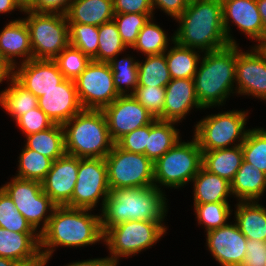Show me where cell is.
Returning a JSON list of instances; mask_svg holds the SVG:
<instances>
[{
  "label": "cell",
  "mask_w": 266,
  "mask_h": 266,
  "mask_svg": "<svg viewBox=\"0 0 266 266\" xmlns=\"http://www.w3.org/2000/svg\"><path fill=\"white\" fill-rule=\"evenodd\" d=\"M92 209L56 206L40 233V252L46 263L56 247H85L104 241L100 215Z\"/></svg>",
  "instance_id": "1"
},
{
  "label": "cell",
  "mask_w": 266,
  "mask_h": 266,
  "mask_svg": "<svg viewBox=\"0 0 266 266\" xmlns=\"http://www.w3.org/2000/svg\"><path fill=\"white\" fill-rule=\"evenodd\" d=\"M165 196L154 185L110 190L99 214L103 233L130 220L159 221L167 229L163 222L169 209Z\"/></svg>",
  "instance_id": "2"
},
{
  "label": "cell",
  "mask_w": 266,
  "mask_h": 266,
  "mask_svg": "<svg viewBox=\"0 0 266 266\" xmlns=\"http://www.w3.org/2000/svg\"><path fill=\"white\" fill-rule=\"evenodd\" d=\"M179 26L174 41L202 53L229 45L223 28L221 0H189L187 8L175 19Z\"/></svg>",
  "instance_id": "3"
},
{
  "label": "cell",
  "mask_w": 266,
  "mask_h": 266,
  "mask_svg": "<svg viewBox=\"0 0 266 266\" xmlns=\"http://www.w3.org/2000/svg\"><path fill=\"white\" fill-rule=\"evenodd\" d=\"M199 64L193 78L198 103L203 109L223 106L236 93V44L202 53Z\"/></svg>",
  "instance_id": "4"
},
{
  "label": "cell",
  "mask_w": 266,
  "mask_h": 266,
  "mask_svg": "<svg viewBox=\"0 0 266 266\" xmlns=\"http://www.w3.org/2000/svg\"><path fill=\"white\" fill-rule=\"evenodd\" d=\"M66 154L105 158L115 144L102 110L83 109L63 124Z\"/></svg>",
  "instance_id": "5"
},
{
  "label": "cell",
  "mask_w": 266,
  "mask_h": 266,
  "mask_svg": "<svg viewBox=\"0 0 266 266\" xmlns=\"http://www.w3.org/2000/svg\"><path fill=\"white\" fill-rule=\"evenodd\" d=\"M181 139L154 162V186L159 190L186 186L202 167V150L196 138L189 142Z\"/></svg>",
  "instance_id": "6"
},
{
  "label": "cell",
  "mask_w": 266,
  "mask_h": 266,
  "mask_svg": "<svg viewBox=\"0 0 266 266\" xmlns=\"http://www.w3.org/2000/svg\"><path fill=\"white\" fill-rule=\"evenodd\" d=\"M167 229L159 221L130 220L113 227L104 233V245L113 263L120 258L137 255L154 246Z\"/></svg>",
  "instance_id": "7"
},
{
  "label": "cell",
  "mask_w": 266,
  "mask_h": 266,
  "mask_svg": "<svg viewBox=\"0 0 266 266\" xmlns=\"http://www.w3.org/2000/svg\"><path fill=\"white\" fill-rule=\"evenodd\" d=\"M247 117L245 110H229L202 118L193 132L200 149L211 151L241 145L249 131L245 129Z\"/></svg>",
  "instance_id": "8"
},
{
  "label": "cell",
  "mask_w": 266,
  "mask_h": 266,
  "mask_svg": "<svg viewBox=\"0 0 266 266\" xmlns=\"http://www.w3.org/2000/svg\"><path fill=\"white\" fill-rule=\"evenodd\" d=\"M23 18L30 33L33 59L53 60L69 45V24L60 13H37L25 10Z\"/></svg>",
  "instance_id": "9"
},
{
  "label": "cell",
  "mask_w": 266,
  "mask_h": 266,
  "mask_svg": "<svg viewBox=\"0 0 266 266\" xmlns=\"http://www.w3.org/2000/svg\"><path fill=\"white\" fill-rule=\"evenodd\" d=\"M104 159L110 190L154 185V163L146 155L125 151L115 143Z\"/></svg>",
  "instance_id": "10"
},
{
  "label": "cell",
  "mask_w": 266,
  "mask_h": 266,
  "mask_svg": "<svg viewBox=\"0 0 266 266\" xmlns=\"http://www.w3.org/2000/svg\"><path fill=\"white\" fill-rule=\"evenodd\" d=\"M11 179L1 188L10 196L31 226L41 233L46 228L56 205L43 191L40 181L15 176ZM40 225H42L41 228Z\"/></svg>",
  "instance_id": "11"
},
{
  "label": "cell",
  "mask_w": 266,
  "mask_h": 266,
  "mask_svg": "<svg viewBox=\"0 0 266 266\" xmlns=\"http://www.w3.org/2000/svg\"><path fill=\"white\" fill-rule=\"evenodd\" d=\"M74 83L83 109L102 110L120 96L108 62L91 60Z\"/></svg>",
  "instance_id": "12"
},
{
  "label": "cell",
  "mask_w": 266,
  "mask_h": 266,
  "mask_svg": "<svg viewBox=\"0 0 266 266\" xmlns=\"http://www.w3.org/2000/svg\"><path fill=\"white\" fill-rule=\"evenodd\" d=\"M107 165L104 158H78L77 180L72 194V208L93 209L108 197ZM100 199V200H99Z\"/></svg>",
  "instance_id": "13"
},
{
  "label": "cell",
  "mask_w": 266,
  "mask_h": 266,
  "mask_svg": "<svg viewBox=\"0 0 266 266\" xmlns=\"http://www.w3.org/2000/svg\"><path fill=\"white\" fill-rule=\"evenodd\" d=\"M109 135L116 143L125 134L152 123L154 116L133 95H120L102 109Z\"/></svg>",
  "instance_id": "14"
},
{
  "label": "cell",
  "mask_w": 266,
  "mask_h": 266,
  "mask_svg": "<svg viewBox=\"0 0 266 266\" xmlns=\"http://www.w3.org/2000/svg\"><path fill=\"white\" fill-rule=\"evenodd\" d=\"M249 51L236 44V94L266 101V59L254 46Z\"/></svg>",
  "instance_id": "15"
},
{
  "label": "cell",
  "mask_w": 266,
  "mask_h": 266,
  "mask_svg": "<svg viewBox=\"0 0 266 266\" xmlns=\"http://www.w3.org/2000/svg\"><path fill=\"white\" fill-rule=\"evenodd\" d=\"M221 2L223 28L229 44H239L230 32V23H234L247 38L254 42L263 36L265 29L256 0H221Z\"/></svg>",
  "instance_id": "16"
},
{
  "label": "cell",
  "mask_w": 266,
  "mask_h": 266,
  "mask_svg": "<svg viewBox=\"0 0 266 266\" xmlns=\"http://www.w3.org/2000/svg\"><path fill=\"white\" fill-rule=\"evenodd\" d=\"M78 157L64 154L53 161L51 169L41 181L43 191L56 206L72 208V194L77 180Z\"/></svg>",
  "instance_id": "17"
},
{
  "label": "cell",
  "mask_w": 266,
  "mask_h": 266,
  "mask_svg": "<svg viewBox=\"0 0 266 266\" xmlns=\"http://www.w3.org/2000/svg\"><path fill=\"white\" fill-rule=\"evenodd\" d=\"M206 242L207 249L220 266H241L243 263L247 238L235 222L206 232Z\"/></svg>",
  "instance_id": "18"
},
{
  "label": "cell",
  "mask_w": 266,
  "mask_h": 266,
  "mask_svg": "<svg viewBox=\"0 0 266 266\" xmlns=\"http://www.w3.org/2000/svg\"><path fill=\"white\" fill-rule=\"evenodd\" d=\"M13 77L37 98L65 79L57 63L49 59H31L17 65Z\"/></svg>",
  "instance_id": "19"
},
{
  "label": "cell",
  "mask_w": 266,
  "mask_h": 266,
  "mask_svg": "<svg viewBox=\"0 0 266 266\" xmlns=\"http://www.w3.org/2000/svg\"><path fill=\"white\" fill-rule=\"evenodd\" d=\"M38 107L55 123L64 124L81 112L74 80L64 79L55 88L38 98Z\"/></svg>",
  "instance_id": "20"
},
{
  "label": "cell",
  "mask_w": 266,
  "mask_h": 266,
  "mask_svg": "<svg viewBox=\"0 0 266 266\" xmlns=\"http://www.w3.org/2000/svg\"><path fill=\"white\" fill-rule=\"evenodd\" d=\"M203 109L198 103L194 79H171L165 86V102L159 120L180 123L191 109Z\"/></svg>",
  "instance_id": "21"
},
{
  "label": "cell",
  "mask_w": 266,
  "mask_h": 266,
  "mask_svg": "<svg viewBox=\"0 0 266 266\" xmlns=\"http://www.w3.org/2000/svg\"><path fill=\"white\" fill-rule=\"evenodd\" d=\"M0 51L13 69L33 59L30 33L23 18L11 20L6 26L4 25L0 31ZM16 58L22 59L18 62Z\"/></svg>",
  "instance_id": "22"
},
{
  "label": "cell",
  "mask_w": 266,
  "mask_h": 266,
  "mask_svg": "<svg viewBox=\"0 0 266 266\" xmlns=\"http://www.w3.org/2000/svg\"><path fill=\"white\" fill-rule=\"evenodd\" d=\"M0 257L16 263L45 261L40 252V233H18L0 227Z\"/></svg>",
  "instance_id": "23"
},
{
  "label": "cell",
  "mask_w": 266,
  "mask_h": 266,
  "mask_svg": "<svg viewBox=\"0 0 266 266\" xmlns=\"http://www.w3.org/2000/svg\"><path fill=\"white\" fill-rule=\"evenodd\" d=\"M266 191V174L243 160L231 182V192L237 201H259Z\"/></svg>",
  "instance_id": "24"
},
{
  "label": "cell",
  "mask_w": 266,
  "mask_h": 266,
  "mask_svg": "<svg viewBox=\"0 0 266 266\" xmlns=\"http://www.w3.org/2000/svg\"><path fill=\"white\" fill-rule=\"evenodd\" d=\"M234 221L241 233L250 240L266 242V208L258 201H238Z\"/></svg>",
  "instance_id": "25"
},
{
  "label": "cell",
  "mask_w": 266,
  "mask_h": 266,
  "mask_svg": "<svg viewBox=\"0 0 266 266\" xmlns=\"http://www.w3.org/2000/svg\"><path fill=\"white\" fill-rule=\"evenodd\" d=\"M65 16L68 23L98 27L113 20V0H73Z\"/></svg>",
  "instance_id": "26"
},
{
  "label": "cell",
  "mask_w": 266,
  "mask_h": 266,
  "mask_svg": "<svg viewBox=\"0 0 266 266\" xmlns=\"http://www.w3.org/2000/svg\"><path fill=\"white\" fill-rule=\"evenodd\" d=\"M193 204L228 202L232 195L231 183L201 167L192 179Z\"/></svg>",
  "instance_id": "27"
},
{
  "label": "cell",
  "mask_w": 266,
  "mask_h": 266,
  "mask_svg": "<svg viewBox=\"0 0 266 266\" xmlns=\"http://www.w3.org/2000/svg\"><path fill=\"white\" fill-rule=\"evenodd\" d=\"M242 162L243 151L241 145L202 151V167L230 183L234 179Z\"/></svg>",
  "instance_id": "28"
},
{
  "label": "cell",
  "mask_w": 266,
  "mask_h": 266,
  "mask_svg": "<svg viewBox=\"0 0 266 266\" xmlns=\"http://www.w3.org/2000/svg\"><path fill=\"white\" fill-rule=\"evenodd\" d=\"M176 122L155 119L149 124V137L145 155L154 163L171 149L180 139Z\"/></svg>",
  "instance_id": "29"
},
{
  "label": "cell",
  "mask_w": 266,
  "mask_h": 266,
  "mask_svg": "<svg viewBox=\"0 0 266 266\" xmlns=\"http://www.w3.org/2000/svg\"><path fill=\"white\" fill-rule=\"evenodd\" d=\"M9 81L8 87L0 92V106L16 121L23 114L38 107V98L14 77Z\"/></svg>",
  "instance_id": "30"
},
{
  "label": "cell",
  "mask_w": 266,
  "mask_h": 266,
  "mask_svg": "<svg viewBox=\"0 0 266 266\" xmlns=\"http://www.w3.org/2000/svg\"><path fill=\"white\" fill-rule=\"evenodd\" d=\"M165 51V58L172 79L194 78L201 59V51L180 46L175 41ZM200 54V55H199Z\"/></svg>",
  "instance_id": "31"
},
{
  "label": "cell",
  "mask_w": 266,
  "mask_h": 266,
  "mask_svg": "<svg viewBox=\"0 0 266 266\" xmlns=\"http://www.w3.org/2000/svg\"><path fill=\"white\" fill-rule=\"evenodd\" d=\"M24 145L55 161L66 153L63 125L54 123L46 130L27 135Z\"/></svg>",
  "instance_id": "32"
},
{
  "label": "cell",
  "mask_w": 266,
  "mask_h": 266,
  "mask_svg": "<svg viewBox=\"0 0 266 266\" xmlns=\"http://www.w3.org/2000/svg\"><path fill=\"white\" fill-rule=\"evenodd\" d=\"M153 18L151 17L140 30L136 43L131 48L145 56L164 53L169 48V42L174 41V36L170 39L163 28L154 23Z\"/></svg>",
  "instance_id": "33"
},
{
  "label": "cell",
  "mask_w": 266,
  "mask_h": 266,
  "mask_svg": "<svg viewBox=\"0 0 266 266\" xmlns=\"http://www.w3.org/2000/svg\"><path fill=\"white\" fill-rule=\"evenodd\" d=\"M128 55L121 60L117 59V55L108 62L119 95H133L138 86V60Z\"/></svg>",
  "instance_id": "34"
},
{
  "label": "cell",
  "mask_w": 266,
  "mask_h": 266,
  "mask_svg": "<svg viewBox=\"0 0 266 266\" xmlns=\"http://www.w3.org/2000/svg\"><path fill=\"white\" fill-rule=\"evenodd\" d=\"M171 79L165 52L148 55L143 62L138 60V86L165 88Z\"/></svg>",
  "instance_id": "35"
},
{
  "label": "cell",
  "mask_w": 266,
  "mask_h": 266,
  "mask_svg": "<svg viewBox=\"0 0 266 266\" xmlns=\"http://www.w3.org/2000/svg\"><path fill=\"white\" fill-rule=\"evenodd\" d=\"M18 173L15 177L42 181L51 169L53 160L25 145L19 155Z\"/></svg>",
  "instance_id": "36"
},
{
  "label": "cell",
  "mask_w": 266,
  "mask_h": 266,
  "mask_svg": "<svg viewBox=\"0 0 266 266\" xmlns=\"http://www.w3.org/2000/svg\"><path fill=\"white\" fill-rule=\"evenodd\" d=\"M98 36L97 62H109L127 49L114 20L98 26Z\"/></svg>",
  "instance_id": "37"
},
{
  "label": "cell",
  "mask_w": 266,
  "mask_h": 266,
  "mask_svg": "<svg viewBox=\"0 0 266 266\" xmlns=\"http://www.w3.org/2000/svg\"><path fill=\"white\" fill-rule=\"evenodd\" d=\"M198 225H204L205 232L227 225L233 209L229 202L194 204Z\"/></svg>",
  "instance_id": "38"
},
{
  "label": "cell",
  "mask_w": 266,
  "mask_h": 266,
  "mask_svg": "<svg viewBox=\"0 0 266 266\" xmlns=\"http://www.w3.org/2000/svg\"><path fill=\"white\" fill-rule=\"evenodd\" d=\"M69 24V44L82 51L91 60L97 61L98 27L88 24Z\"/></svg>",
  "instance_id": "39"
},
{
  "label": "cell",
  "mask_w": 266,
  "mask_h": 266,
  "mask_svg": "<svg viewBox=\"0 0 266 266\" xmlns=\"http://www.w3.org/2000/svg\"><path fill=\"white\" fill-rule=\"evenodd\" d=\"M243 160L253 164L266 174V129H249L241 144Z\"/></svg>",
  "instance_id": "40"
},
{
  "label": "cell",
  "mask_w": 266,
  "mask_h": 266,
  "mask_svg": "<svg viewBox=\"0 0 266 266\" xmlns=\"http://www.w3.org/2000/svg\"><path fill=\"white\" fill-rule=\"evenodd\" d=\"M0 227L18 233H39L25 219L10 196L0 187Z\"/></svg>",
  "instance_id": "41"
},
{
  "label": "cell",
  "mask_w": 266,
  "mask_h": 266,
  "mask_svg": "<svg viewBox=\"0 0 266 266\" xmlns=\"http://www.w3.org/2000/svg\"><path fill=\"white\" fill-rule=\"evenodd\" d=\"M155 13H114V22L123 43L132 48L143 26Z\"/></svg>",
  "instance_id": "42"
},
{
  "label": "cell",
  "mask_w": 266,
  "mask_h": 266,
  "mask_svg": "<svg viewBox=\"0 0 266 266\" xmlns=\"http://www.w3.org/2000/svg\"><path fill=\"white\" fill-rule=\"evenodd\" d=\"M65 79L75 80L91 62V59L70 44L54 59Z\"/></svg>",
  "instance_id": "43"
},
{
  "label": "cell",
  "mask_w": 266,
  "mask_h": 266,
  "mask_svg": "<svg viewBox=\"0 0 266 266\" xmlns=\"http://www.w3.org/2000/svg\"><path fill=\"white\" fill-rule=\"evenodd\" d=\"M133 96L155 119H158L162 115L165 102V88L137 86Z\"/></svg>",
  "instance_id": "44"
},
{
  "label": "cell",
  "mask_w": 266,
  "mask_h": 266,
  "mask_svg": "<svg viewBox=\"0 0 266 266\" xmlns=\"http://www.w3.org/2000/svg\"><path fill=\"white\" fill-rule=\"evenodd\" d=\"M15 123L25 136L46 130L54 124L39 107L33 108L23 114Z\"/></svg>",
  "instance_id": "45"
},
{
  "label": "cell",
  "mask_w": 266,
  "mask_h": 266,
  "mask_svg": "<svg viewBox=\"0 0 266 266\" xmlns=\"http://www.w3.org/2000/svg\"><path fill=\"white\" fill-rule=\"evenodd\" d=\"M149 137V124L135 129L121 137L116 144L123 150L145 155V146Z\"/></svg>",
  "instance_id": "46"
},
{
  "label": "cell",
  "mask_w": 266,
  "mask_h": 266,
  "mask_svg": "<svg viewBox=\"0 0 266 266\" xmlns=\"http://www.w3.org/2000/svg\"><path fill=\"white\" fill-rule=\"evenodd\" d=\"M266 242L247 239L246 255L241 266H265Z\"/></svg>",
  "instance_id": "47"
},
{
  "label": "cell",
  "mask_w": 266,
  "mask_h": 266,
  "mask_svg": "<svg viewBox=\"0 0 266 266\" xmlns=\"http://www.w3.org/2000/svg\"><path fill=\"white\" fill-rule=\"evenodd\" d=\"M114 13H153L151 0H113Z\"/></svg>",
  "instance_id": "48"
},
{
  "label": "cell",
  "mask_w": 266,
  "mask_h": 266,
  "mask_svg": "<svg viewBox=\"0 0 266 266\" xmlns=\"http://www.w3.org/2000/svg\"><path fill=\"white\" fill-rule=\"evenodd\" d=\"M73 0H38L29 10L37 13L66 14Z\"/></svg>",
  "instance_id": "49"
},
{
  "label": "cell",
  "mask_w": 266,
  "mask_h": 266,
  "mask_svg": "<svg viewBox=\"0 0 266 266\" xmlns=\"http://www.w3.org/2000/svg\"><path fill=\"white\" fill-rule=\"evenodd\" d=\"M153 12L155 8L161 9L174 20L187 8L189 0H151Z\"/></svg>",
  "instance_id": "50"
},
{
  "label": "cell",
  "mask_w": 266,
  "mask_h": 266,
  "mask_svg": "<svg viewBox=\"0 0 266 266\" xmlns=\"http://www.w3.org/2000/svg\"><path fill=\"white\" fill-rule=\"evenodd\" d=\"M112 264V260L106 256L105 258H93L75 262L73 261L65 266H111Z\"/></svg>",
  "instance_id": "51"
},
{
  "label": "cell",
  "mask_w": 266,
  "mask_h": 266,
  "mask_svg": "<svg viewBox=\"0 0 266 266\" xmlns=\"http://www.w3.org/2000/svg\"><path fill=\"white\" fill-rule=\"evenodd\" d=\"M13 71L14 69L4 59L0 51V84H2L4 80L8 82L13 77Z\"/></svg>",
  "instance_id": "52"
},
{
  "label": "cell",
  "mask_w": 266,
  "mask_h": 266,
  "mask_svg": "<svg viewBox=\"0 0 266 266\" xmlns=\"http://www.w3.org/2000/svg\"><path fill=\"white\" fill-rule=\"evenodd\" d=\"M24 12L22 8L19 6L17 0H0V14H7L10 12L17 11Z\"/></svg>",
  "instance_id": "53"
},
{
  "label": "cell",
  "mask_w": 266,
  "mask_h": 266,
  "mask_svg": "<svg viewBox=\"0 0 266 266\" xmlns=\"http://www.w3.org/2000/svg\"><path fill=\"white\" fill-rule=\"evenodd\" d=\"M256 3L266 32V0H256Z\"/></svg>",
  "instance_id": "54"
},
{
  "label": "cell",
  "mask_w": 266,
  "mask_h": 266,
  "mask_svg": "<svg viewBox=\"0 0 266 266\" xmlns=\"http://www.w3.org/2000/svg\"><path fill=\"white\" fill-rule=\"evenodd\" d=\"M257 42L254 47L266 59V32Z\"/></svg>",
  "instance_id": "55"
},
{
  "label": "cell",
  "mask_w": 266,
  "mask_h": 266,
  "mask_svg": "<svg viewBox=\"0 0 266 266\" xmlns=\"http://www.w3.org/2000/svg\"><path fill=\"white\" fill-rule=\"evenodd\" d=\"M38 0H17L23 11L29 10Z\"/></svg>",
  "instance_id": "56"
},
{
  "label": "cell",
  "mask_w": 266,
  "mask_h": 266,
  "mask_svg": "<svg viewBox=\"0 0 266 266\" xmlns=\"http://www.w3.org/2000/svg\"><path fill=\"white\" fill-rule=\"evenodd\" d=\"M14 266H47L45 261H30L23 263H16Z\"/></svg>",
  "instance_id": "57"
},
{
  "label": "cell",
  "mask_w": 266,
  "mask_h": 266,
  "mask_svg": "<svg viewBox=\"0 0 266 266\" xmlns=\"http://www.w3.org/2000/svg\"><path fill=\"white\" fill-rule=\"evenodd\" d=\"M16 264L15 261L0 257V266H14Z\"/></svg>",
  "instance_id": "58"
},
{
  "label": "cell",
  "mask_w": 266,
  "mask_h": 266,
  "mask_svg": "<svg viewBox=\"0 0 266 266\" xmlns=\"http://www.w3.org/2000/svg\"><path fill=\"white\" fill-rule=\"evenodd\" d=\"M118 264L117 263H113L111 266H117Z\"/></svg>",
  "instance_id": "59"
}]
</instances>
